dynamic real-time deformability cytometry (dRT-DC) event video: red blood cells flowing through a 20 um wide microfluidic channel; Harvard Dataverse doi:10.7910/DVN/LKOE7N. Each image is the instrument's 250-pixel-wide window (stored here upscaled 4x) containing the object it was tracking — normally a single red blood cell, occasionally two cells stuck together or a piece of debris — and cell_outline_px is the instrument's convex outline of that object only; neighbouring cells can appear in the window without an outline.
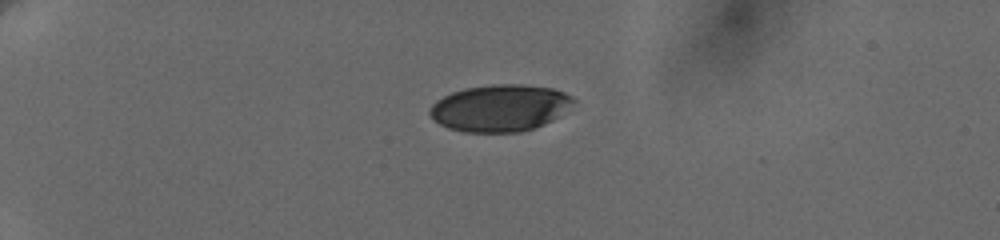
{"species": "human", "species_latin": "Homo sapiens", "temperature_condition": "cold", "stored_images_in_passage": 1, "camera_frame_rate_fps": 3000, "um_per_image_px": 0.085, "donor": {"sex": "female"}, "frame": {"image": 1, "passage_image": 1, "time_ms": 0.0, "image_size_px": [1000, 240], "cell_outline_px": [[576, 100], [560, 116], [544, 124], [520, 132], [464, 132], [448, 128], [440, 124], [428, 112], [428, 108], [436, 100], [452, 92], [464, 88], [492, 84], [524, 84], [552, 88], [564, 92], [572, 96]], "centroid_in_image_um": [42.5, 9.17], "position_along_channel_um": 42.5, "area_um2": 39.3}}